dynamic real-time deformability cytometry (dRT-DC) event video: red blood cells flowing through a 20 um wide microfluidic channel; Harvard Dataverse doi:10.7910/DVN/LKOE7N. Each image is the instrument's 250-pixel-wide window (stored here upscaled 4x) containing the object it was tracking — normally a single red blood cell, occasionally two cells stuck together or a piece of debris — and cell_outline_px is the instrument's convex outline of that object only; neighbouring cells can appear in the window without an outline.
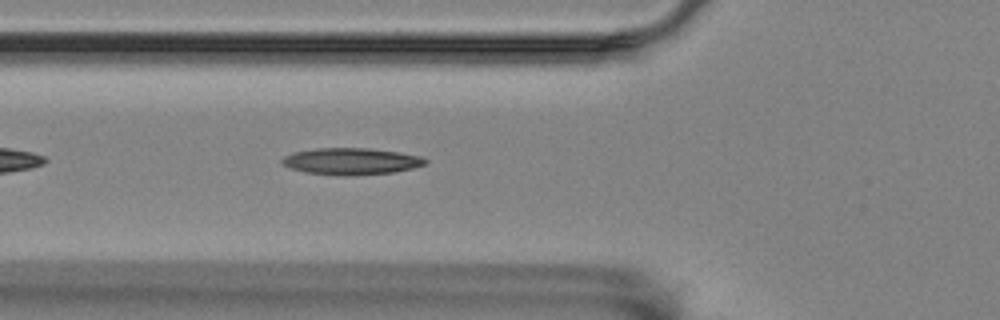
{"species": "Egyptian fruit bat (a non-hibernating species)", "species_latin": "Rousettus aegyptiacus", "temperature_condition": "room temperature", "stored_images_in_passage": 20, "camera_frame_rate_fps": 3000, "um_per_image_px": 0.085, "animal": {"sex": "female"}, "frame": {"image": 1, "passage_image": 6, "time_ms": 1.667, "image_size_px": [1000, 320], "cell_outline_px": [[428, 160], [424, 164], [412, 168], [392, 172], [348, 176], [344, 176], [304, 172], [292, 168], [284, 164], [280, 160], [284, 156], [292, 152], [316, 148], [368, 148], [400, 152], [420, 156]], "centroid_in_image_um": [29.83, 13.7], "position_along_channel_um": 96.0, "area_um2": 22.2}}
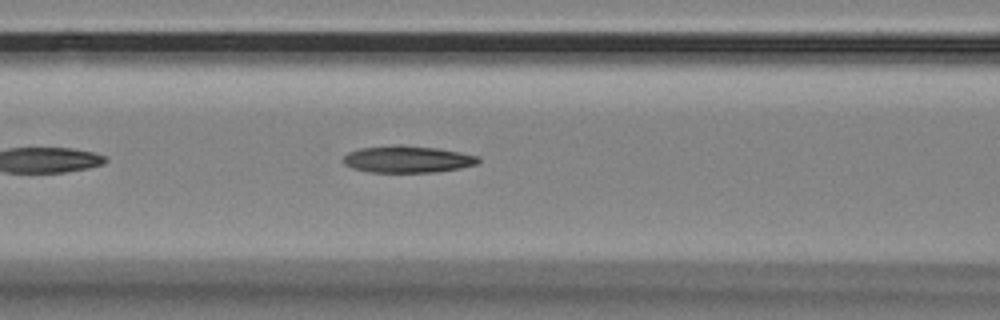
{"frame": {"image": 2, "passage_image": 9, "time_ms": 2.667, "image_size_px": [1000, 320], "cell_outline_px": [[480, 160], [476, 164], [460, 168], [432, 172], [372, 172], [352, 168], [344, 164], [340, 160], [348, 152], [360, 148], [396, 144], [400, 144], [436, 148], [460, 152], [480, 156]], "centroid_in_image_um": [34.6, 13.52], "position_along_channel_um": 132.0, "area_um2": 21.27}}
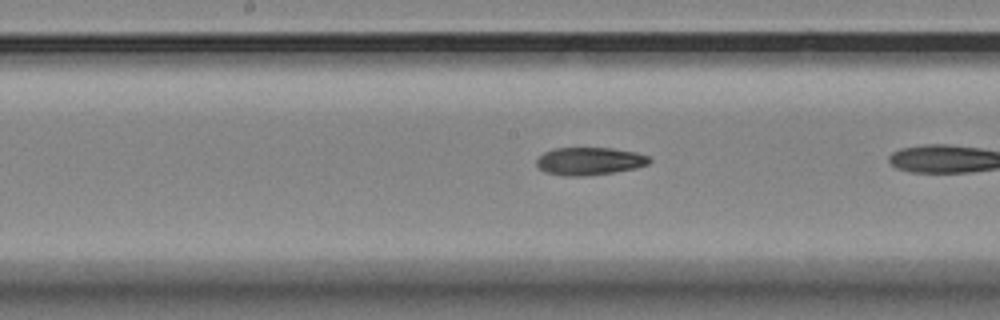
{"frame": {"image": 3, "passage_image": 12, "time_ms": 3.667, "image_size_px": [1000, 320], "cell_outline_px": [[652, 160], [648, 164], [636, 168], [612, 172], [584, 176], [560, 176], [544, 172], [536, 164], [536, 160], [544, 152], [556, 148], [612, 148], [636, 152], [648, 156]], "centroid_in_image_um": [50.09, 13.7], "position_along_channel_um": 198.1, "area_um2": 18.26}}